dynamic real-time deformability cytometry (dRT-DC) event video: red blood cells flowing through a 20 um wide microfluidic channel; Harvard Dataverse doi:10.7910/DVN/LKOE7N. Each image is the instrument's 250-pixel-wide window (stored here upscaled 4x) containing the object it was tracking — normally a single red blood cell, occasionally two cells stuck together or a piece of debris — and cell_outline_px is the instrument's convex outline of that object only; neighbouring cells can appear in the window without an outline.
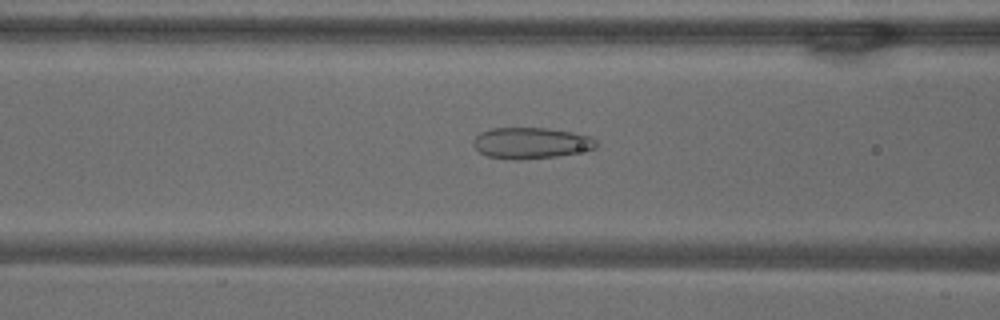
{"species": "common noctule bat (a hibernating species)", "species_latin": "Nyctalus noctula", "temperature_condition": "warm", "stored_images_in_passage": 48, "camera_frame_rate_fps": 3000, "um_per_image_px": 0.085, "animal": {"sex": "male", "body_mass_g": 18.8}, "frame": {"image": 1, "passage_image": 21, "time_ms": 6.667, "image_size_px": [1000, 320], "cell_outline_px": [[596, 148], [556, 156], [520, 160], [516, 160], [488, 156], [480, 152], [472, 144], [472, 140], [480, 132], [492, 128], [544, 128], [572, 132], [588, 136], [596, 140]], "centroid_in_image_um": [45.09, 12.15], "position_along_channel_um": 121.5, "area_um2": 22.08}}
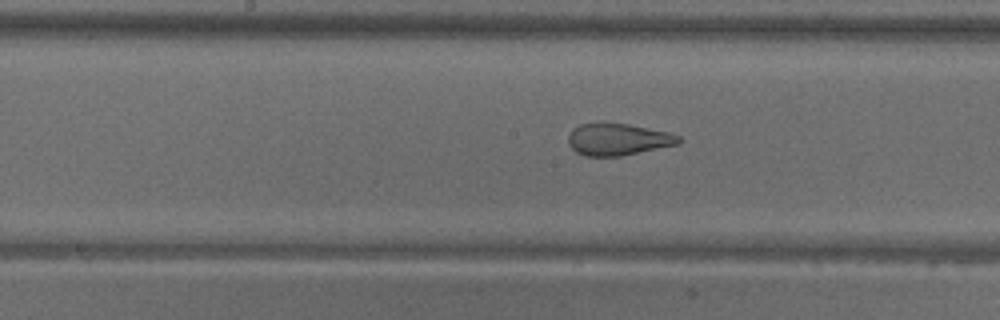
{"frame": {"image": 2, "passage_image": 27, "time_ms": 8.667, "image_size_px": [1000, 320], "cell_outline_px": [[684, 140], [680, 144], [620, 156], [584, 156], [576, 152], [568, 144], [568, 136], [572, 128], [580, 124], [600, 120], [628, 124], [668, 132], [680, 136]], "centroid_in_image_um": [52.51, 11.82], "position_along_channel_um": 195.7, "area_um2": 21.15}}
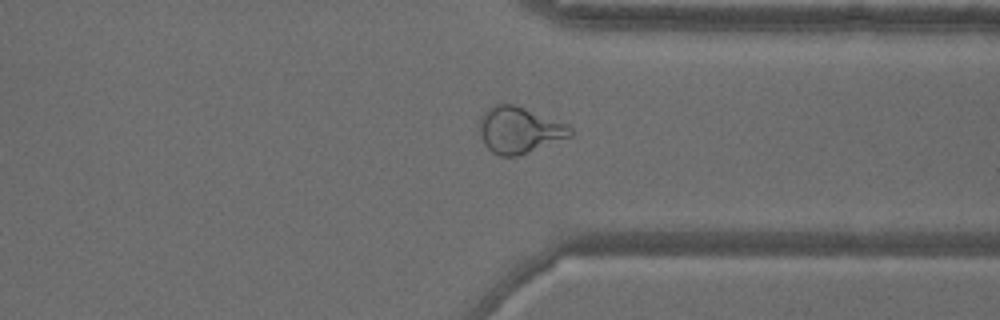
{"frame": {"image": 3, "passage_image": 41, "time_ms": 13.333, "image_size_px": [1000, 320], "cell_outline_px": [[572, 136], [516, 156], [500, 156], [492, 152], [484, 144], [480, 136], [480, 116], [488, 108], [496, 104], [516, 104], [568, 124], [572, 128]], "centroid_in_image_um": [44.14, 11.04], "position_along_channel_um": 367.3, "area_um2": 24.51}}